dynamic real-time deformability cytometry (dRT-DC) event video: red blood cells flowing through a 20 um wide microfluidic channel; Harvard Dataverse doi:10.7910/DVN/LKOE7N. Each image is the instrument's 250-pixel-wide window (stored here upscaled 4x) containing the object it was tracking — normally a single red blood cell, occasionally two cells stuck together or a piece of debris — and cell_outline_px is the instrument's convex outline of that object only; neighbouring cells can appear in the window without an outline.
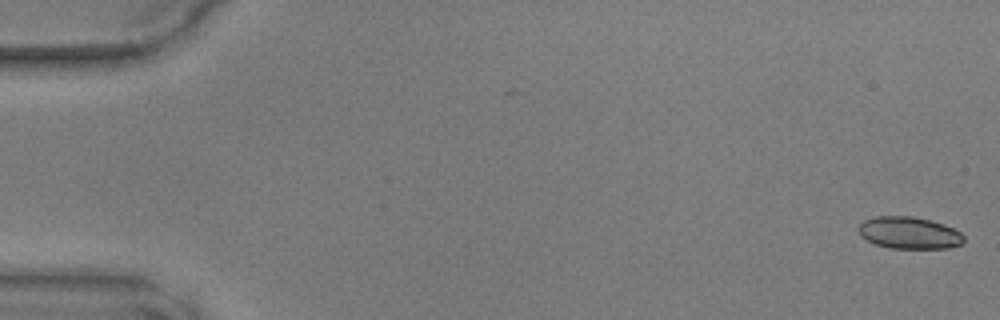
{"species": "common noctule bat (a hibernating species)", "species_latin": "Nyctalus noctula", "temperature_condition": "warm", "stored_images_in_passage": 48, "camera_frame_rate_fps": 3000, "um_per_image_px": 0.085, "animal": {"sex": "male", "body_mass_g": 17.9, "forearm_length_mm": 54.2}, "frame": {"image": 1, "passage_image": 1, "time_ms": 0.0, "image_size_px": [1000, 320], "cell_outline_px": [[964, 240], [960, 244], [948, 248], [888, 248], [876, 244], [860, 236], [860, 224], [864, 220], [876, 216], [912, 216], [932, 220], [944, 224], [960, 232], [964, 236]], "centroid_in_image_um": [77.29, 19.78], "position_along_channel_um": 7.7, "area_um2": 19.54}}
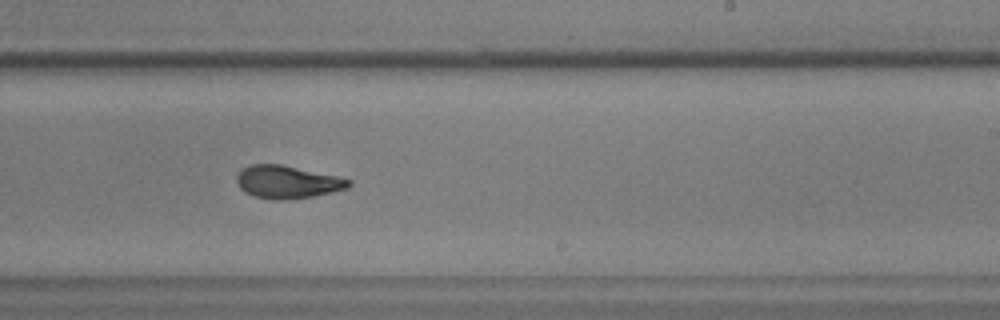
{"frame": {"image": 2, "passage_image": 30, "time_ms": 9.667, "image_size_px": [1000, 320], "cell_outline_px": [[352, 184], [348, 188], [332, 192], [312, 196], [284, 200], [272, 200], [256, 196], [244, 192], [240, 188], [236, 180], [236, 172], [240, 168], [252, 164], [280, 164], [340, 176], [352, 180]], "centroid_in_image_um": [24.42, 15.46], "position_along_channel_um": 264.6, "area_um2": 21.68}}
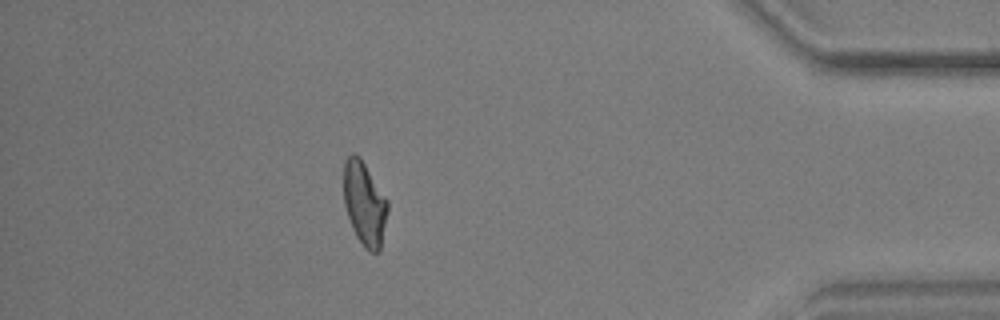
{"frame": {"image": 3, "passage_image": 43, "time_ms": 14.0, "image_size_px": [1000, 320], "cell_outline_px": [[388, 212], [380, 252], [368, 252], [364, 248], [356, 236], [352, 228], [344, 204], [344, 160], [352, 152], [360, 156], [388, 200]], "centroid_in_image_um": [30.99, 17.31], "position_along_channel_um": 404.2, "area_um2": 21.73}}